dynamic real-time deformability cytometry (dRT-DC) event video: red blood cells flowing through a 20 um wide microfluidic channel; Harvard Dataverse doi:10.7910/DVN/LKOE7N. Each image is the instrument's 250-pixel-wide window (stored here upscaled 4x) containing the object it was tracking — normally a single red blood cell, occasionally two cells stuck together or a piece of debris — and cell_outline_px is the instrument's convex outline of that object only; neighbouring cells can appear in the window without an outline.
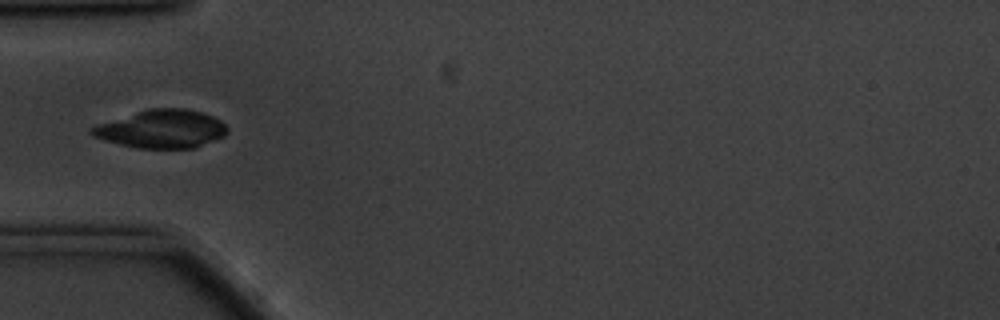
{"species": "common noctule bat (a hibernating species)", "species_latin": "Nyctalus noctula", "temperature_condition": "cold", "stored_images_in_passage": 4, "camera_frame_rate_fps": 3000, "um_per_image_px": 0.085, "animal": {"sex": "male", "body_mass_g": 20.1, "forearm_length_mm": 53.5}, "frame": {"image": 1, "passage_image": 1, "time_ms": 0.0, "image_size_px": [1000, 320], "cell_outline_px": [[228, 132], [224, 136], [196, 148], [136, 148], [104, 140], [92, 136], [88, 132], [88, 128], [148, 108], [184, 108], [200, 112], [212, 116], [220, 120], [228, 128]], "centroid_in_image_um": [13.75, 10.97], "position_along_channel_um": 71.3, "area_um2": 30.06}}